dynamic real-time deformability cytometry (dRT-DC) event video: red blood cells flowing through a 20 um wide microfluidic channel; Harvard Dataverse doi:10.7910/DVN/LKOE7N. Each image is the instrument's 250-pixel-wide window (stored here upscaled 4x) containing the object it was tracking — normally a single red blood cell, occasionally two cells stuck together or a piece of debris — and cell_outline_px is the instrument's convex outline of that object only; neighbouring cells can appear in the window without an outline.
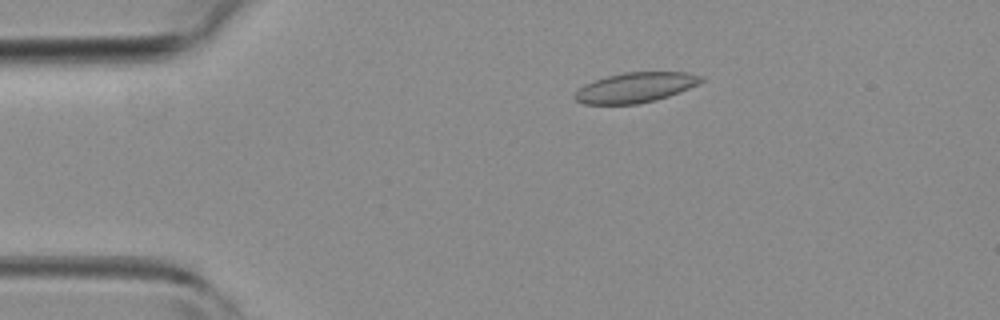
{"species": "common noctule bat (a hibernating species)", "species_latin": "Nyctalus noctula", "temperature_condition": "room temperature", "stored_images_in_passage": 44, "camera_frame_rate_fps": 3000, "um_per_image_px": 0.085, "animal": {"sex": "female", "body_mass_g": 19.3, "forearm_length_mm": 54.1}, "frame": {"image": 1, "passage_image": 8, "time_ms": 2.333, "image_size_px": [1000, 320], "cell_outline_px": [[704, 80], [700, 84], [668, 96], [656, 100], [636, 104], [584, 104], [576, 100], [572, 96], [584, 84], [608, 76], [624, 72], [688, 72], [704, 76]], "centroid_in_image_um": [54.05, 7.43], "position_along_channel_um": 31.0, "area_um2": 22.14}}
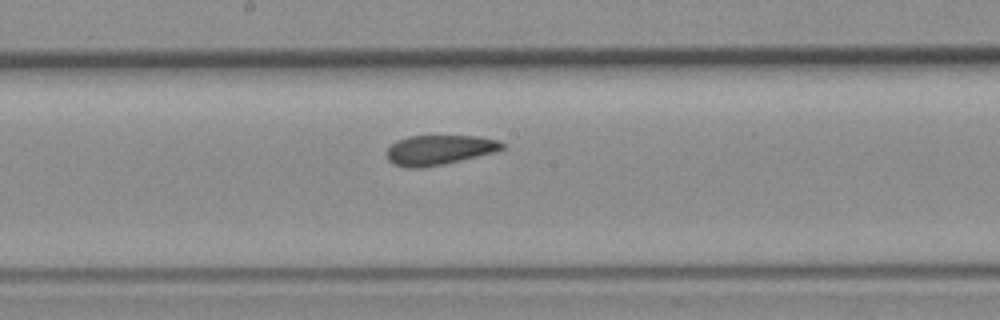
{"frame": {"image": 2, "passage_image": 23, "time_ms": 7.333, "image_size_px": [1000, 320], "cell_outline_px": [[504, 148], [496, 152], [444, 164], [420, 168], [404, 168], [392, 164], [388, 160], [388, 148], [396, 140], [408, 136], [472, 136], [500, 140], [504, 144]], "centroid_in_image_um": [37.32, 12.75], "position_along_channel_um": 210.9, "area_um2": 20.11}}
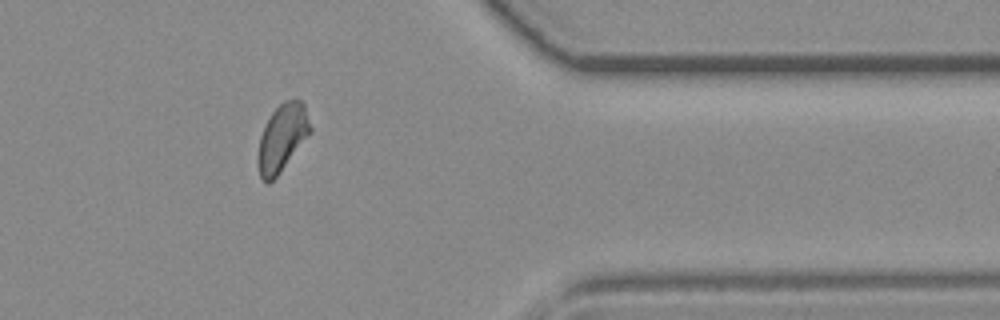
{"frame": {"image": 3, "passage_image": 36, "time_ms": 11.667, "image_size_px": [1000, 320], "cell_outline_px": [[312, 132], [280, 172], [268, 184], [264, 184], [260, 176], [256, 164], [256, 156], [260, 136], [272, 112], [284, 100], [300, 100], [304, 104], [312, 128]], "centroid_in_image_um": [23.97, 11.75], "position_along_channel_um": 387.4, "area_um2": 20.63}}